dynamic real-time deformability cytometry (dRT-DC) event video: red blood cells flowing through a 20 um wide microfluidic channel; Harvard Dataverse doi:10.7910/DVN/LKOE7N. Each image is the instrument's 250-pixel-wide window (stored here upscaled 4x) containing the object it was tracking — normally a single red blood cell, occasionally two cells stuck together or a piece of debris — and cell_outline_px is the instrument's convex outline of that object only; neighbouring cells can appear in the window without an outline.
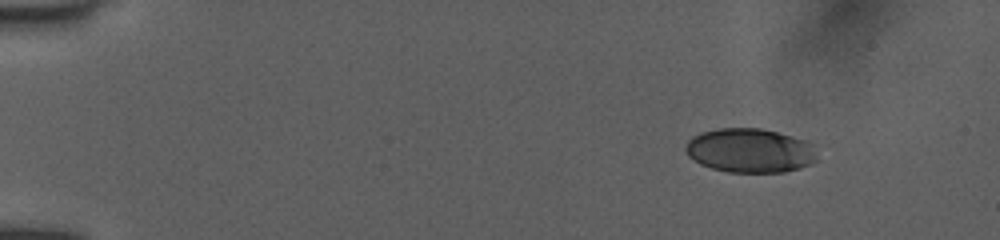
{"species": "human", "species_latin": "Homo sapiens", "temperature_condition": "room temperature", "stored_images_in_passage": 21, "camera_frame_rate_fps": 3000, "um_per_image_px": 0.085, "donor": {"sex": "female"}, "frame": {"image": 1, "passage_image": 1, "time_ms": 0.0, "image_size_px": [1000, 240], "cell_outline_px": [[816, 160], [812, 164], [800, 168], [784, 172], [728, 172], [712, 168], [700, 164], [692, 160], [688, 156], [684, 148], [688, 140], [692, 136], [700, 132], [720, 128], [760, 128], [808, 140], [816, 144]], "centroid_in_image_um": [63.76, 12.79], "position_along_channel_um": 21.2, "area_um2": 34.33}}
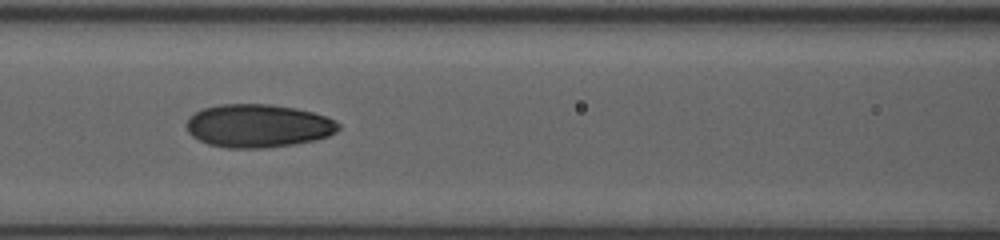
{"frame": {"image": 2, "passage_image": 12, "time_ms": 6.0, "image_size_px": [1000, 240], "cell_outline_px": [[340, 128], [336, 132], [328, 136], [316, 140], [292, 144], [264, 148], [228, 148], [208, 144], [192, 136], [188, 132], [188, 120], [196, 112], [204, 108], [220, 104], [272, 104], [296, 108], [312, 112], [336, 120], [340, 124]], "centroid_in_image_um": [21.98, 10.69], "position_along_channel_um": 144.6, "area_um2": 38.15}}
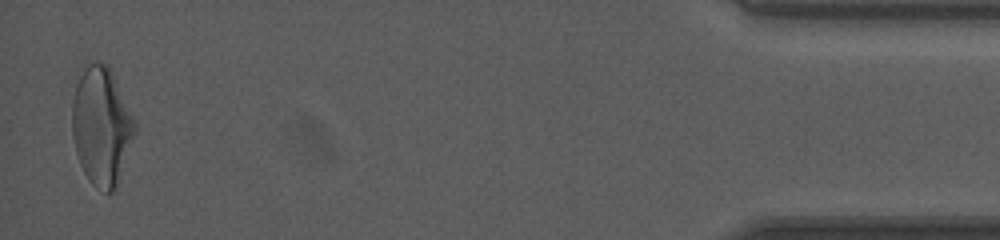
{"frame": {"image": 3, "passage_image": 21, "time_ms": 15.0, "image_size_px": [1000, 240], "cell_outline_px": [[136, 128], [116, 184], [112, 192], [108, 192], [96, 188], [88, 180], [80, 164], [76, 152], [72, 136], [72, 100], [76, 84], [80, 76], [88, 64], [92, 60], [108, 64], [132, 116]], "centroid_in_image_um": [8.58, 10.69], "position_along_channel_um": 426.6, "area_um2": 42.19}, "authors_computed_cell_mechanics": {"area_um2": 36.6452, "velocity_mm_per_s": 3.9903, "shape_relaxation_time_tau1_ms": 3.329, "shape_relaxation_time_tau2_ms": 1.2929, "deformation_change_tau1": 0.1242, "deformation_change_tau2": 0.0567}}